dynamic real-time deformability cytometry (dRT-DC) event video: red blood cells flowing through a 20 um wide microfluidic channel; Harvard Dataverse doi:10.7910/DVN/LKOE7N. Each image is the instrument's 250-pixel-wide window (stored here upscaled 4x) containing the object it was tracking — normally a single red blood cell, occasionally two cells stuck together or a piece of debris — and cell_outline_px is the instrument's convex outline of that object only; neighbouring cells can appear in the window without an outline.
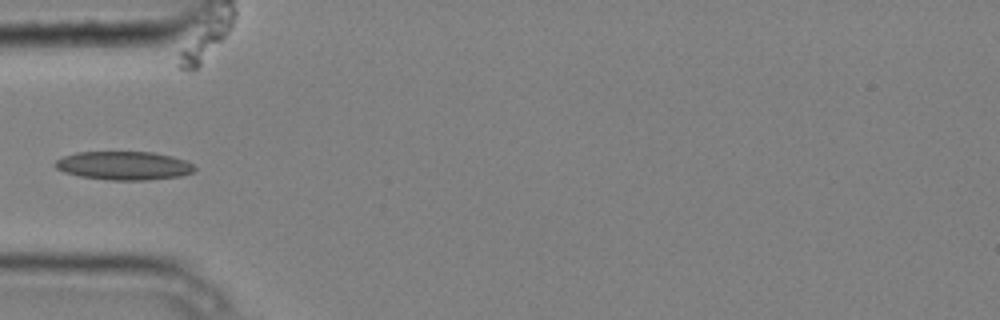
{"species": "common noctule bat (a hibernating species)", "species_latin": "Nyctalus noctula", "temperature_condition": "cold", "stored_images_in_passage": 10, "camera_frame_rate_fps": 3000, "um_per_image_px": 0.085, "animal": {"sex": "male", "body_mass_g": 20.4}, "frame": {"image": 1, "passage_image": 4, "time_ms": 1.0, "image_size_px": [1000, 320], "cell_outline_px": [[196, 168], [192, 172], [180, 176], [148, 180], [108, 180], [80, 176], [64, 172], [56, 168], [52, 164], [56, 160], [64, 156], [76, 152], [152, 152], [172, 156], [184, 160], [192, 164]], "centroid_in_image_um": [10.5, 14.08], "position_along_channel_um": 74.5, "area_um2": 23.18}}
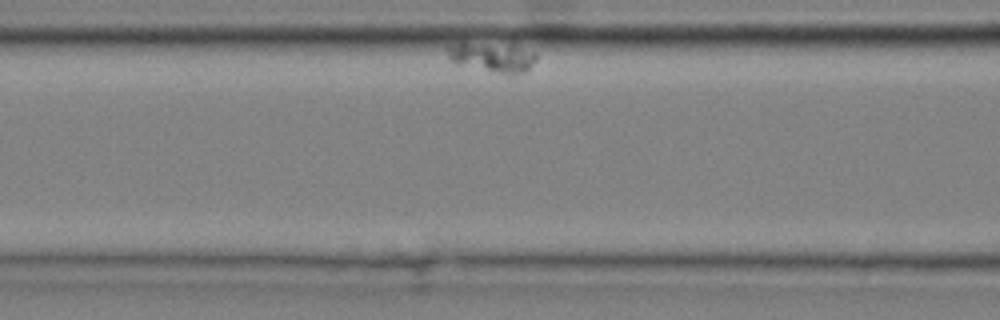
{"frame": {"image": 2, "passage_image": 6, "time_ms": 1.667, "image_size_px": [1000, 320], "cell_outline_px": [[536, 60], [524, 72], [512, 76], [508, 76], [456, 64], [448, 56], [448, 48], [460, 44], [464, 44], [520, 48], [536, 52]], "centroid_in_image_um": [41.9, 4.97], "position_along_channel_um": 124.7, "area_um2": 14.45}}
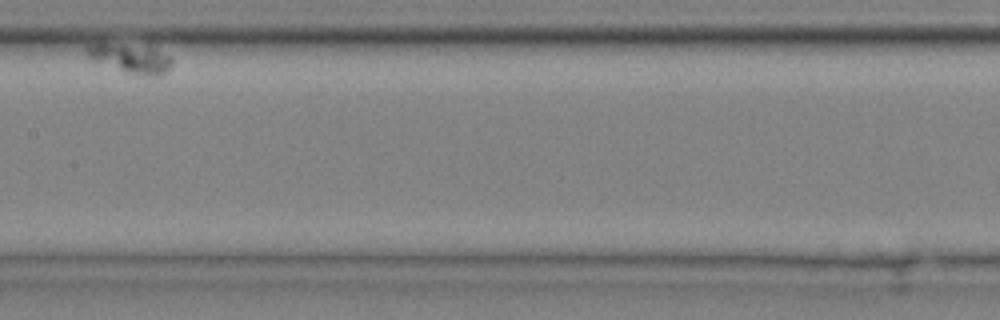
{"frame": {"image": 3, "passage_image": 9, "time_ms": 2.667, "image_size_px": [1000, 320], "cell_outline_px": [[172, 64], [160, 76], [140, 76], [92, 60], [84, 52], [84, 48], [88, 44], [104, 44], [152, 48], [168, 56], [172, 60]], "centroid_in_image_um": [11.07, 4.99], "position_along_channel_um": 196.3, "area_um2": 13.81}}